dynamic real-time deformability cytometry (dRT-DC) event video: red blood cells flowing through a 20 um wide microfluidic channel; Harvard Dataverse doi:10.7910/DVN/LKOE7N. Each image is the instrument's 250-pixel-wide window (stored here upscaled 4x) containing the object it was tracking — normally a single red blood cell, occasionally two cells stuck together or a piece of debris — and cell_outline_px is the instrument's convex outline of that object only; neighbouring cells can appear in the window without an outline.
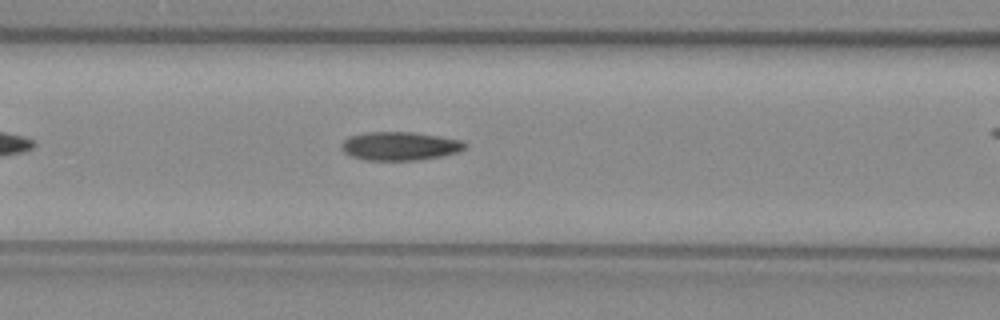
{"species": "common noctule bat (a hibernating species)", "species_latin": "Nyctalus noctula", "temperature_condition": "warm", "stored_images_in_passage": 29, "camera_frame_rate_fps": 3000, "um_per_image_px": 0.085, "animal": {"sex": "female", "body_mass_g": 29.2, "forearm_length_mm": 56.3}, "frame": {"image": 1, "passage_image": 9, "time_ms": 2.667, "image_size_px": [1000, 320], "cell_outline_px": [[468, 144], [460, 152], [420, 160], [364, 160], [352, 156], [344, 152], [340, 148], [340, 144], [348, 136], [364, 132], [412, 132], [440, 136], [460, 140]], "centroid_in_image_um": [33.96, 12.41], "position_along_channel_um": 132.6, "area_um2": 20.69}}